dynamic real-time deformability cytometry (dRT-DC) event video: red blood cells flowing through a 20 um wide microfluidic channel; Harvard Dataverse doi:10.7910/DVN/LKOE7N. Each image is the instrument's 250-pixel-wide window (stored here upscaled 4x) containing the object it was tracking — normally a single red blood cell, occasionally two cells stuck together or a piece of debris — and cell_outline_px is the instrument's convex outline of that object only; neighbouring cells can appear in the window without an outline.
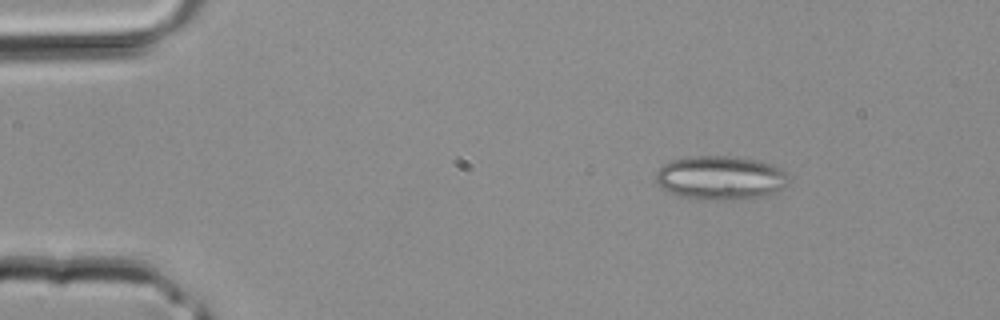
{"species": "common noctule bat (a hibernating species)", "species_latin": "Nyctalus noctula", "temperature_condition": "room temperature", "stored_images_in_passage": 2, "camera_frame_rate_fps": 3000, "um_per_image_px": 0.085, "animal": {"sex": "male", "body_mass_g": 20.4}, "frame": {"image": 1, "passage_image": 1, "time_ms": 0.0, "image_size_px": [1000, 320], "cell_outline_px": [[788, 184], [784, 188], [764, 196], [748, 200], [720, 200], [680, 196], [668, 192], [660, 188], [656, 184], [656, 172], [660, 164], [672, 160], [692, 156], [732, 156], [756, 160], [772, 164], [780, 168], [788, 176]], "centroid_in_image_um": [61.23, 15.12], "position_along_channel_um": 23.8, "area_um2": 34.39}}